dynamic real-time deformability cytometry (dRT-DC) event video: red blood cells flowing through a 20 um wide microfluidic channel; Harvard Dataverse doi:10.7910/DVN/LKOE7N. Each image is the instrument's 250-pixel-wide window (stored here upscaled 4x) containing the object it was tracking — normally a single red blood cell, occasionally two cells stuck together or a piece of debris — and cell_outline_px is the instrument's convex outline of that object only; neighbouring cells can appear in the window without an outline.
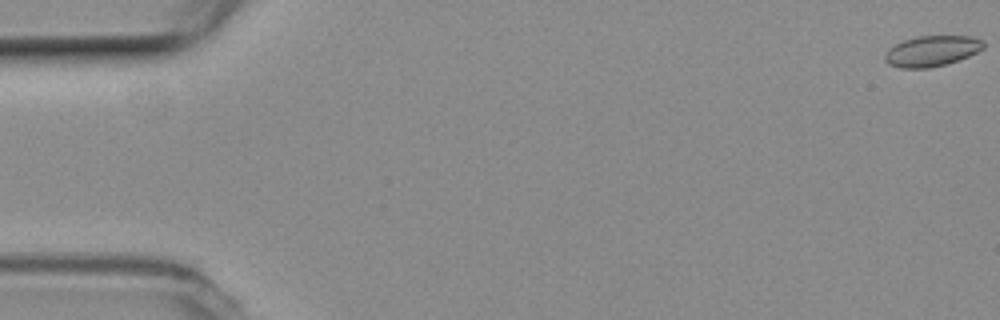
{"species": "common noctule bat (a hibernating species)", "species_latin": "Nyctalus noctula", "temperature_condition": "room temperature", "stored_images_in_passage": 18, "camera_frame_rate_fps": 3000, "um_per_image_px": 0.085, "animal": {"sex": "female", "body_mass_g": 19.3, "forearm_length_mm": 54.1}, "frame": {"image": 1, "passage_image": 1, "time_ms": 0.0, "image_size_px": [1000, 320], "cell_outline_px": [[984, 48], [968, 56], [944, 64], [928, 68], [900, 68], [888, 64], [884, 60], [884, 56], [888, 48], [904, 40], [920, 36], [972, 36], [984, 40]], "centroid_in_image_um": [79.19, 4.33], "position_along_channel_um": 5.8, "area_um2": 17.51}}